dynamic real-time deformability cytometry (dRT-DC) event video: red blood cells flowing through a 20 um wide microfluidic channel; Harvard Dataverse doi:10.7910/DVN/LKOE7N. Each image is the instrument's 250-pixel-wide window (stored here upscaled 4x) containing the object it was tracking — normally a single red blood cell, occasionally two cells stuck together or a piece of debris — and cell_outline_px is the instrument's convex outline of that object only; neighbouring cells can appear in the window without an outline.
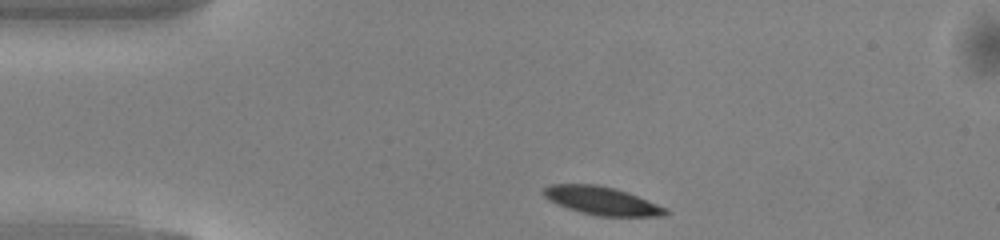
{"species": "common noctule bat (a hibernating species)", "species_latin": "Nyctalus noctula", "temperature_condition": "warm", "stored_images_in_passage": 41, "camera_frame_rate_fps": 3000, "um_per_image_px": 0.085, "animal": {"sex": "male", "body_mass_g": 13.0, "forearm_length_mm": 53.1}, "frame": {"image": 1, "passage_image": 1, "time_ms": 0.0, "image_size_px": [1000, 240], "cell_outline_px": [[668, 212], [664, 216], [600, 216], [580, 212], [568, 208], [548, 200], [540, 192], [548, 184], [596, 184], [616, 188], [628, 192], [668, 208]], "centroid_in_image_um": [51.14, 17.05], "position_along_channel_um": 33.9, "area_um2": 20.17}}
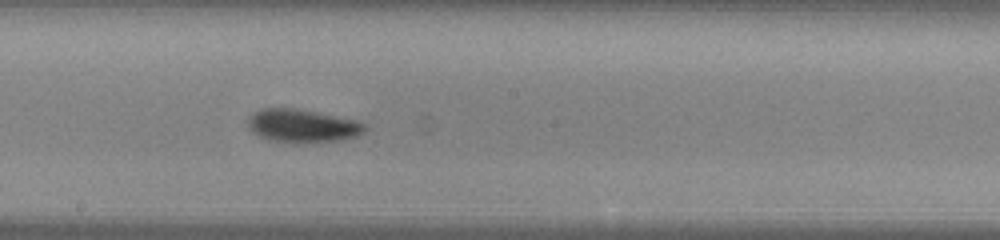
{"frame": {"image": 2, "passage_image": 18, "time_ms": 5.667, "image_size_px": [1000, 240], "cell_outline_px": [[368, 128], [364, 132], [356, 136], [340, 140], [272, 140], [260, 136], [252, 132], [248, 124], [248, 120], [256, 112], [264, 108], [296, 108], [356, 120], [364, 124]], "centroid_in_image_um": [25.74, 10.65], "position_along_channel_um": 222.5, "area_um2": 21.5}}
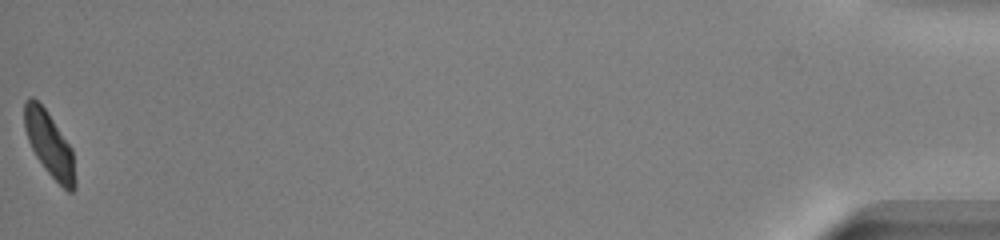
{"frame": {"image": 3, "passage_image": 41, "time_ms": 13.333, "image_size_px": [1000, 240], "cell_outline_px": [[76, 188], [72, 192], [68, 192], [44, 168], [36, 156], [28, 140], [24, 128], [24, 100], [28, 96], [32, 96], [44, 108], [72, 148], [76, 180]], "centroid_in_image_um": [4.19, 12.26], "position_along_channel_um": 431.0, "area_um2": 18.96}, "authors_computed_cell_mechanics": {"area_um2": 20.808, "velocity_mm_per_s": 4.0828, "shape_relaxation_time_tau1_ms": 2.3535, "shape_relaxation_time_tau2_ms": 7.0057, "deformation_change_tau1": 0.1037, "deformation_change_tau2": 0.1196}}